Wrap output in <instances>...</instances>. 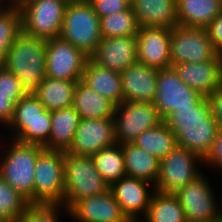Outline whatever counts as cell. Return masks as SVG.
Instances as JSON below:
<instances>
[{
	"instance_id": "21",
	"label": "cell",
	"mask_w": 222,
	"mask_h": 222,
	"mask_svg": "<svg viewBox=\"0 0 222 222\" xmlns=\"http://www.w3.org/2000/svg\"><path fill=\"white\" fill-rule=\"evenodd\" d=\"M120 74L124 101H154L158 68L136 62Z\"/></svg>"
},
{
	"instance_id": "25",
	"label": "cell",
	"mask_w": 222,
	"mask_h": 222,
	"mask_svg": "<svg viewBox=\"0 0 222 222\" xmlns=\"http://www.w3.org/2000/svg\"><path fill=\"white\" fill-rule=\"evenodd\" d=\"M81 117L71 106L51 111V131L45 149L67 152L73 143Z\"/></svg>"
},
{
	"instance_id": "18",
	"label": "cell",
	"mask_w": 222,
	"mask_h": 222,
	"mask_svg": "<svg viewBox=\"0 0 222 222\" xmlns=\"http://www.w3.org/2000/svg\"><path fill=\"white\" fill-rule=\"evenodd\" d=\"M68 215L79 222H130L110 189L74 202Z\"/></svg>"
},
{
	"instance_id": "26",
	"label": "cell",
	"mask_w": 222,
	"mask_h": 222,
	"mask_svg": "<svg viewBox=\"0 0 222 222\" xmlns=\"http://www.w3.org/2000/svg\"><path fill=\"white\" fill-rule=\"evenodd\" d=\"M72 107L81 119L113 118L116 109L112 101L91 90L81 80L75 87Z\"/></svg>"
},
{
	"instance_id": "34",
	"label": "cell",
	"mask_w": 222,
	"mask_h": 222,
	"mask_svg": "<svg viewBox=\"0 0 222 222\" xmlns=\"http://www.w3.org/2000/svg\"><path fill=\"white\" fill-rule=\"evenodd\" d=\"M102 38L137 35L139 25L132 7L100 18Z\"/></svg>"
},
{
	"instance_id": "8",
	"label": "cell",
	"mask_w": 222,
	"mask_h": 222,
	"mask_svg": "<svg viewBox=\"0 0 222 222\" xmlns=\"http://www.w3.org/2000/svg\"><path fill=\"white\" fill-rule=\"evenodd\" d=\"M22 14V31L49 41L60 37L66 0H17Z\"/></svg>"
},
{
	"instance_id": "36",
	"label": "cell",
	"mask_w": 222,
	"mask_h": 222,
	"mask_svg": "<svg viewBox=\"0 0 222 222\" xmlns=\"http://www.w3.org/2000/svg\"><path fill=\"white\" fill-rule=\"evenodd\" d=\"M101 18L113 13L125 11L131 7V0H88Z\"/></svg>"
},
{
	"instance_id": "41",
	"label": "cell",
	"mask_w": 222,
	"mask_h": 222,
	"mask_svg": "<svg viewBox=\"0 0 222 222\" xmlns=\"http://www.w3.org/2000/svg\"><path fill=\"white\" fill-rule=\"evenodd\" d=\"M207 100L210 104L211 114L218 124L219 129H222V85L213 91Z\"/></svg>"
},
{
	"instance_id": "11",
	"label": "cell",
	"mask_w": 222,
	"mask_h": 222,
	"mask_svg": "<svg viewBox=\"0 0 222 222\" xmlns=\"http://www.w3.org/2000/svg\"><path fill=\"white\" fill-rule=\"evenodd\" d=\"M118 144L132 143L141 133L163 120L151 102H127L116 106L113 116Z\"/></svg>"
},
{
	"instance_id": "13",
	"label": "cell",
	"mask_w": 222,
	"mask_h": 222,
	"mask_svg": "<svg viewBox=\"0 0 222 222\" xmlns=\"http://www.w3.org/2000/svg\"><path fill=\"white\" fill-rule=\"evenodd\" d=\"M201 173L174 195L184 209L187 222H220L221 210L215 202L213 189Z\"/></svg>"
},
{
	"instance_id": "3",
	"label": "cell",
	"mask_w": 222,
	"mask_h": 222,
	"mask_svg": "<svg viewBox=\"0 0 222 222\" xmlns=\"http://www.w3.org/2000/svg\"><path fill=\"white\" fill-rule=\"evenodd\" d=\"M60 37L91 57L102 39L100 17L88 0L68 2Z\"/></svg>"
},
{
	"instance_id": "6",
	"label": "cell",
	"mask_w": 222,
	"mask_h": 222,
	"mask_svg": "<svg viewBox=\"0 0 222 222\" xmlns=\"http://www.w3.org/2000/svg\"><path fill=\"white\" fill-rule=\"evenodd\" d=\"M65 194L62 206L68 209L74 202L109 190L97 171L91 156H77L65 152Z\"/></svg>"
},
{
	"instance_id": "37",
	"label": "cell",
	"mask_w": 222,
	"mask_h": 222,
	"mask_svg": "<svg viewBox=\"0 0 222 222\" xmlns=\"http://www.w3.org/2000/svg\"><path fill=\"white\" fill-rule=\"evenodd\" d=\"M0 93L2 94H26V90L21 86V82L8 71L4 66L0 65Z\"/></svg>"
},
{
	"instance_id": "4",
	"label": "cell",
	"mask_w": 222,
	"mask_h": 222,
	"mask_svg": "<svg viewBox=\"0 0 222 222\" xmlns=\"http://www.w3.org/2000/svg\"><path fill=\"white\" fill-rule=\"evenodd\" d=\"M7 126L14 133L16 141L44 147L50 138L51 111L44 107L33 92H28L16 103Z\"/></svg>"
},
{
	"instance_id": "17",
	"label": "cell",
	"mask_w": 222,
	"mask_h": 222,
	"mask_svg": "<svg viewBox=\"0 0 222 222\" xmlns=\"http://www.w3.org/2000/svg\"><path fill=\"white\" fill-rule=\"evenodd\" d=\"M90 59L105 69L125 71L138 62L137 35L102 38Z\"/></svg>"
},
{
	"instance_id": "23",
	"label": "cell",
	"mask_w": 222,
	"mask_h": 222,
	"mask_svg": "<svg viewBox=\"0 0 222 222\" xmlns=\"http://www.w3.org/2000/svg\"><path fill=\"white\" fill-rule=\"evenodd\" d=\"M81 81L116 106L124 102L121 74L117 71L100 67L89 59L83 70Z\"/></svg>"
},
{
	"instance_id": "39",
	"label": "cell",
	"mask_w": 222,
	"mask_h": 222,
	"mask_svg": "<svg viewBox=\"0 0 222 222\" xmlns=\"http://www.w3.org/2000/svg\"><path fill=\"white\" fill-rule=\"evenodd\" d=\"M204 163L207 166H217L222 169V129L218 130L212 149L203 159Z\"/></svg>"
},
{
	"instance_id": "1",
	"label": "cell",
	"mask_w": 222,
	"mask_h": 222,
	"mask_svg": "<svg viewBox=\"0 0 222 222\" xmlns=\"http://www.w3.org/2000/svg\"><path fill=\"white\" fill-rule=\"evenodd\" d=\"M175 134L177 144L202 159L210 152L219 130L207 98L198 106L175 108L164 120Z\"/></svg>"
},
{
	"instance_id": "14",
	"label": "cell",
	"mask_w": 222,
	"mask_h": 222,
	"mask_svg": "<svg viewBox=\"0 0 222 222\" xmlns=\"http://www.w3.org/2000/svg\"><path fill=\"white\" fill-rule=\"evenodd\" d=\"M90 59L61 37L46 41V76L59 80H81Z\"/></svg>"
},
{
	"instance_id": "9",
	"label": "cell",
	"mask_w": 222,
	"mask_h": 222,
	"mask_svg": "<svg viewBox=\"0 0 222 222\" xmlns=\"http://www.w3.org/2000/svg\"><path fill=\"white\" fill-rule=\"evenodd\" d=\"M197 162L203 164V159L189 149L177 145L165 158L160 160L155 190L175 194L201 174L196 166Z\"/></svg>"
},
{
	"instance_id": "24",
	"label": "cell",
	"mask_w": 222,
	"mask_h": 222,
	"mask_svg": "<svg viewBox=\"0 0 222 222\" xmlns=\"http://www.w3.org/2000/svg\"><path fill=\"white\" fill-rule=\"evenodd\" d=\"M178 25L206 28L222 12V0H176Z\"/></svg>"
},
{
	"instance_id": "19",
	"label": "cell",
	"mask_w": 222,
	"mask_h": 222,
	"mask_svg": "<svg viewBox=\"0 0 222 222\" xmlns=\"http://www.w3.org/2000/svg\"><path fill=\"white\" fill-rule=\"evenodd\" d=\"M172 67L187 86L204 97H208L222 85V55L219 53L202 63L184 62Z\"/></svg>"
},
{
	"instance_id": "7",
	"label": "cell",
	"mask_w": 222,
	"mask_h": 222,
	"mask_svg": "<svg viewBox=\"0 0 222 222\" xmlns=\"http://www.w3.org/2000/svg\"><path fill=\"white\" fill-rule=\"evenodd\" d=\"M65 152L43 149L34 172L33 205H62Z\"/></svg>"
},
{
	"instance_id": "16",
	"label": "cell",
	"mask_w": 222,
	"mask_h": 222,
	"mask_svg": "<svg viewBox=\"0 0 222 222\" xmlns=\"http://www.w3.org/2000/svg\"><path fill=\"white\" fill-rule=\"evenodd\" d=\"M154 186L151 182L126 176L113 182L109 189L128 220L141 222L138 219L140 218L139 215L142 213L143 218L145 217L155 192Z\"/></svg>"
},
{
	"instance_id": "5",
	"label": "cell",
	"mask_w": 222,
	"mask_h": 222,
	"mask_svg": "<svg viewBox=\"0 0 222 222\" xmlns=\"http://www.w3.org/2000/svg\"><path fill=\"white\" fill-rule=\"evenodd\" d=\"M8 149L0 160V176L33 205L35 166L44 147L12 139Z\"/></svg>"
},
{
	"instance_id": "2",
	"label": "cell",
	"mask_w": 222,
	"mask_h": 222,
	"mask_svg": "<svg viewBox=\"0 0 222 222\" xmlns=\"http://www.w3.org/2000/svg\"><path fill=\"white\" fill-rule=\"evenodd\" d=\"M2 66L16 75L27 93L33 92L46 77V41L22 31Z\"/></svg>"
},
{
	"instance_id": "28",
	"label": "cell",
	"mask_w": 222,
	"mask_h": 222,
	"mask_svg": "<svg viewBox=\"0 0 222 222\" xmlns=\"http://www.w3.org/2000/svg\"><path fill=\"white\" fill-rule=\"evenodd\" d=\"M126 176L151 182L159 176L160 160L133 143L122 144Z\"/></svg>"
},
{
	"instance_id": "20",
	"label": "cell",
	"mask_w": 222,
	"mask_h": 222,
	"mask_svg": "<svg viewBox=\"0 0 222 222\" xmlns=\"http://www.w3.org/2000/svg\"><path fill=\"white\" fill-rule=\"evenodd\" d=\"M171 29L139 27L137 33L138 62L158 69L171 67Z\"/></svg>"
},
{
	"instance_id": "40",
	"label": "cell",
	"mask_w": 222,
	"mask_h": 222,
	"mask_svg": "<svg viewBox=\"0 0 222 222\" xmlns=\"http://www.w3.org/2000/svg\"><path fill=\"white\" fill-rule=\"evenodd\" d=\"M214 49L222 55V12L206 27Z\"/></svg>"
},
{
	"instance_id": "12",
	"label": "cell",
	"mask_w": 222,
	"mask_h": 222,
	"mask_svg": "<svg viewBox=\"0 0 222 222\" xmlns=\"http://www.w3.org/2000/svg\"><path fill=\"white\" fill-rule=\"evenodd\" d=\"M217 54L206 28L176 25L171 29V67L184 62L202 63L213 59Z\"/></svg>"
},
{
	"instance_id": "30",
	"label": "cell",
	"mask_w": 222,
	"mask_h": 222,
	"mask_svg": "<svg viewBox=\"0 0 222 222\" xmlns=\"http://www.w3.org/2000/svg\"><path fill=\"white\" fill-rule=\"evenodd\" d=\"M143 220L145 222H187L184 209L176 196L156 190Z\"/></svg>"
},
{
	"instance_id": "15",
	"label": "cell",
	"mask_w": 222,
	"mask_h": 222,
	"mask_svg": "<svg viewBox=\"0 0 222 222\" xmlns=\"http://www.w3.org/2000/svg\"><path fill=\"white\" fill-rule=\"evenodd\" d=\"M113 118L81 119L68 154L92 156L116 144Z\"/></svg>"
},
{
	"instance_id": "27",
	"label": "cell",
	"mask_w": 222,
	"mask_h": 222,
	"mask_svg": "<svg viewBox=\"0 0 222 222\" xmlns=\"http://www.w3.org/2000/svg\"><path fill=\"white\" fill-rule=\"evenodd\" d=\"M80 80H59L45 77L33 94L48 111H57L73 105L75 87Z\"/></svg>"
},
{
	"instance_id": "38",
	"label": "cell",
	"mask_w": 222,
	"mask_h": 222,
	"mask_svg": "<svg viewBox=\"0 0 222 222\" xmlns=\"http://www.w3.org/2000/svg\"><path fill=\"white\" fill-rule=\"evenodd\" d=\"M25 94H2L0 93V122L4 126L9 123L13 117L16 103Z\"/></svg>"
},
{
	"instance_id": "33",
	"label": "cell",
	"mask_w": 222,
	"mask_h": 222,
	"mask_svg": "<svg viewBox=\"0 0 222 222\" xmlns=\"http://www.w3.org/2000/svg\"><path fill=\"white\" fill-rule=\"evenodd\" d=\"M30 206L29 200L0 176V220L16 222Z\"/></svg>"
},
{
	"instance_id": "10",
	"label": "cell",
	"mask_w": 222,
	"mask_h": 222,
	"mask_svg": "<svg viewBox=\"0 0 222 222\" xmlns=\"http://www.w3.org/2000/svg\"><path fill=\"white\" fill-rule=\"evenodd\" d=\"M206 98L187 86L173 67L158 69L156 95L152 103L162 120L175 108L198 106Z\"/></svg>"
},
{
	"instance_id": "35",
	"label": "cell",
	"mask_w": 222,
	"mask_h": 222,
	"mask_svg": "<svg viewBox=\"0 0 222 222\" xmlns=\"http://www.w3.org/2000/svg\"><path fill=\"white\" fill-rule=\"evenodd\" d=\"M58 210L68 215L62 205H31L16 222H59Z\"/></svg>"
},
{
	"instance_id": "29",
	"label": "cell",
	"mask_w": 222,
	"mask_h": 222,
	"mask_svg": "<svg viewBox=\"0 0 222 222\" xmlns=\"http://www.w3.org/2000/svg\"><path fill=\"white\" fill-rule=\"evenodd\" d=\"M132 143L159 160L165 158L178 145L175 134L164 121L141 133Z\"/></svg>"
},
{
	"instance_id": "42",
	"label": "cell",
	"mask_w": 222,
	"mask_h": 222,
	"mask_svg": "<svg viewBox=\"0 0 222 222\" xmlns=\"http://www.w3.org/2000/svg\"><path fill=\"white\" fill-rule=\"evenodd\" d=\"M8 3H9L8 5L5 4V6L2 7L3 0H0V11L8 9V8L12 7L13 5L17 4V0H10V1L8 0Z\"/></svg>"
},
{
	"instance_id": "22",
	"label": "cell",
	"mask_w": 222,
	"mask_h": 222,
	"mask_svg": "<svg viewBox=\"0 0 222 222\" xmlns=\"http://www.w3.org/2000/svg\"><path fill=\"white\" fill-rule=\"evenodd\" d=\"M139 27L172 29L178 25L176 0H131Z\"/></svg>"
},
{
	"instance_id": "31",
	"label": "cell",
	"mask_w": 222,
	"mask_h": 222,
	"mask_svg": "<svg viewBox=\"0 0 222 222\" xmlns=\"http://www.w3.org/2000/svg\"><path fill=\"white\" fill-rule=\"evenodd\" d=\"M91 157L97 171L107 184L111 185L120 178L126 177L121 144L116 143L108 148H103Z\"/></svg>"
},
{
	"instance_id": "32",
	"label": "cell",
	"mask_w": 222,
	"mask_h": 222,
	"mask_svg": "<svg viewBox=\"0 0 222 222\" xmlns=\"http://www.w3.org/2000/svg\"><path fill=\"white\" fill-rule=\"evenodd\" d=\"M22 32V14L18 4L0 11V65L16 37Z\"/></svg>"
}]
</instances>
